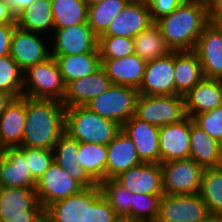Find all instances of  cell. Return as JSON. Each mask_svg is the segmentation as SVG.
<instances>
[{
    "mask_svg": "<svg viewBox=\"0 0 222 222\" xmlns=\"http://www.w3.org/2000/svg\"><path fill=\"white\" fill-rule=\"evenodd\" d=\"M66 107L61 101L26 97L22 145L53 150L65 133Z\"/></svg>",
    "mask_w": 222,
    "mask_h": 222,
    "instance_id": "1",
    "label": "cell"
},
{
    "mask_svg": "<svg viewBox=\"0 0 222 222\" xmlns=\"http://www.w3.org/2000/svg\"><path fill=\"white\" fill-rule=\"evenodd\" d=\"M211 21L207 5L186 0L156 24L172 51L194 50L199 36Z\"/></svg>",
    "mask_w": 222,
    "mask_h": 222,
    "instance_id": "2",
    "label": "cell"
},
{
    "mask_svg": "<svg viewBox=\"0 0 222 222\" xmlns=\"http://www.w3.org/2000/svg\"><path fill=\"white\" fill-rule=\"evenodd\" d=\"M120 130L121 125L101 117L86 106L66 108L65 132L79 142L108 145Z\"/></svg>",
    "mask_w": 222,
    "mask_h": 222,
    "instance_id": "3",
    "label": "cell"
},
{
    "mask_svg": "<svg viewBox=\"0 0 222 222\" xmlns=\"http://www.w3.org/2000/svg\"><path fill=\"white\" fill-rule=\"evenodd\" d=\"M66 84L54 57L30 66L23 74V96L63 101Z\"/></svg>",
    "mask_w": 222,
    "mask_h": 222,
    "instance_id": "4",
    "label": "cell"
},
{
    "mask_svg": "<svg viewBox=\"0 0 222 222\" xmlns=\"http://www.w3.org/2000/svg\"><path fill=\"white\" fill-rule=\"evenodd\" d=\"M0 222H45L36 189L0 187Z\"/></svg>",
    "mask_w": 222,
    "mask_h": 222,
    "instance_id": "5",
    "label": "cell"
},
{
    "mask_svg": "<svg viewBox=\"0 0 222 222\" xmlns=\"http://www.w3.org/2000/svg\"><path fill=\"white\" fill-rule=\"evenodd\" d=\"M138 97V89L112 84L108 90L93 98L86 107L101 117L113 120L122 126L135 115Z\"/></svg>",
    "mask_w": 222,
    "mask_h": 222,
    "instance_id": "6",
    "label": "cell"
},
{
    "mask_svg": "<svg viewBox=\"0 0 222 222\" xmlns=\"http://www.w3.org/2000/svg\"><path fill=\"white\" fill-rule=\"evenodd\" d=\"M135 116L158 127L181 121L187 116L184 97L139 94Z\"/></svg>",
    "mask_w": 222,
    "mask_h": 222,
    "instance_id": "7",
    "label": "cell"
},
{
    "mask_svg": "<svg viewBox=\"0 0 222 222\" xmlns=\"http://www.w3.org/2000/svg\"><path fill=\"white\" fill-rule=\"evenodd\" d=\"M163 192L169 195L198 194L204 168L193 159H179L160 163Z\"/></svg>",
    "mask_w": 222,
    "mask_h": 222,
    "instance_id": "8",
    "label": "cell"
},
{
    "mask_svg": "<svg viewBox=\"0 0 222 222\" xmlns=\"http://www.w3.org/2000/svg\"><path fill=\"white\" fill-rule=\"evenodd\" d=\"M210 214L207 204L198 194H164L155 222H198Z\"/></svg>",
    "mask_w": 222,
    "mask_h": 222,
    "instance_id": "9",
    "label": "cell"
},
{
    "mask_svg": "<svg viewBox=\"0 0 222 222\" xmlns=\"http://www.w3.org/2000/svg\"><path fill=\"white\" fill-rule=\"evenodd\" d=\"M35 189L39 202L46 208L58 200L80 193L85 188L53 161L38 180Z\"/></svg>",
    "mask_w": 222,
    "mask_h": 222,
    "instance_id": "10",
    "label": "cell"
},
{
    "mask_svg": "<svg viewBox=\"0 0 222 222\" xmlns=\"http://www.w3.org/2000/svg\"><path fill=\"white\" fill-rule=\"evenodd\" d=\"M51 56L99 53L98 36L88 24L53 29Z\"/></svg>",
    "mask_w": 222,
    "mask_h": 222,
    "instance_id": "11",
    "label": "cell"
},
{
    "mask_svg": "<svg viewBox=\"0 0 222 222\" xmlns=\"http://www.w3.org/2000/svg\"><path fill=\"white\" fill-rule=\"evenodd\" d=\"M175 51L147 61L139 94L143 95H175Z\"/></svg>",
    "mask_w": 222,
    "mask_h": 222,
    "instance_id": "12",
    "label": "cell"
},
{
    "mask_svg": "<svg viewBox=\"0 0 222 222\" xmlns=\"http://www.w3.org/2000/svg\"><path fill=\"white\" fill-rule=\"evenodd\" d=\"M153 22L146 0H129L102 35L134 38Z\"/></svg>",
    "mask_w": 222,
    "mask_h": 222,
    "instance_id": "13",
    "label": "cell"
},
{
    "mask_svg": "<svg viewBox=\"0 0 222 222\" xmlns=\"http://www.w3.org/2000/svg\"><path fill=\"white\" fill-rule=\"evenodd\" d=\"M42 38L39 33L19 27L13 32L9 55L23 71L51 57V50Z\"/></svg>",
    "mask_w": 222,
    "mask_h": 222,
    "instance_id": "14",
    "label": "cell"
},
{
    "mask_svg": "<svg viewBox=\"0 0 222 222\" xmlns=\"http://www.w3.org/2000/svg\"><path fill=\"white\" fill-rule=\"evenodd\" d=\"M193 119L186 116L181 121L160 127V163L190 157V125Z\"/></svg>",
    "mask_w": 222,
    "mask_h": 222,
    "instance_id": "15",
    "label": "cell"
},
{
    "mask_svg": "<svg viewBox=\"0 0 222 222\" xmlns=\"http://www.w3.org/2000/svg\"><path fill=\"white\" fill-rule=\"evenodd\" d=\"M26 160V147H7L0 156V187L36 188Z\"/></svg>",
    "mask_w": 222,
    "mask_h": 222,
    "instance_id": "16",
    "label": "cell"
},
{
    "mask_svg": "<svg viewBox=\"0 0 222 222\" xmlns=\"http://www.w3.org/2000/svg\"><path fill=\"white\" fill-rule=\"evenodd\" d=\"M194 51L205 78H222V31L212 20L203 29Z\"/></svg>",
    "mask_w": 222,
    "mask_h": 222,
    "instance_id": "17",
    "label": "cell"
},
{
    "mask_svg": "<svg viewBox=\"0 0 222 222\" xmlns=\"http://www.w3.org/2000/svg\"><path fill=\"white\" fill-rule=\"evenodd\" d=\"M114 179L131 193L164 195L160 163H142L121 172Z\"/></svg>",
    "mask_w": 222,
    "mask_h": 222,
    "instance_id": "18",
    "label": "cell"
},
{
    "mask_svg": "<svg viewBox=\"0 0 222 222\" xmlns=\"http://www.w3.org/2000/svg\"><path fill=\"white\" fill-rule=\"evenodd\" d=\"M121 129L133 141L142 163H160V127L147 123L135 115L128 119Z\"/></svg>",
    "mask_w": 222,
    "mask_h": 222,
    "instance_id": "19",
    "label": "cell"
},
{
    "mask_svg": "<svg viewBox=\"0 0 222 222\" xmlns=\"http://www.w3.org/2000/svg\"><path fill=\"white\" fill-rule=\"evenodd\" d=\"M111 80L101 67L93 74L70 82L66 86V94L62 101L64 106H86L93 98L111 87Z\"/></svg>",
    "mask_w": 222,
    "mask_h": 222,
    "instance_id": "20",
    "label": "cell"
},
{
    "mask_svg": "<svg viewBox=\"0 0 222 222\" xmlns=\"http://www.w3.org/2000/svg\"><path fill=\"white\" fill-rule=\"evenodd\" d=\"M106 180L142 164L131 138L121 129L107 145Z\"/></svg>",
    "mask_w": 222,
    "mask_h": 222,
    "instance_id": "21",
    "label": "cell"
},
{
    "mask_svg": "<svg viewBox=\"0 0 222 222\" xmlns=\"http://www.w3.org/2000/svg\"><path fill=\"white\" fill-rule=\"evenodd\" d=\"M102 68L112 84L140 88L147 61L136 54L117 59H101Z\"/></svg>",
    "mask_w": 222,
    "mask_h": 222,
    "instance_id": "22",
    "label": "cell"
},
{
    "mask_svg": "<svg viewBox=\"0 0 222 222\" xmlns=\"http://www.w3.org/2000/svg\"><path fill=\"white\" fill-rule=\"evenodd\" d=\"M78 150L79 141L65 132L54 146V161L84 188L98 186V183L88 174L85 168L78 163Z\"/></svg>",
    "mask_w": 222,
    "mask_h": 222,
    "instance_id": "23",
    "label": "cell"
},
{
    "mask_svg": "<svg viewBox=\"0 0 222 222\" xmlns=\"http://www.w3.org/2000/svg\"><path fill=\"white\" fill-rule=\"evenodd\" d=\"M186 115L193 118L222 105L219 79L203 78L184 97Z\"/></svg>",
    "mask_w": 222,
    "mask_h": 222,
    "instance_id": "24",
    "label": "cell"
},
{
    "mask_svg": "<svg viewBox=\"0 0 222 222\" xmlns=\"http://www.w3.org/2000/svg\"><path fill=\"white\" fill-rule=\"evenodd\" d=\"M26 121V97L14 98L0 116V142L7 147L22 145Z\"/></svg>",
    "mask_w": 222,
    "mask_h": 222,
    "instance_id": "25",
    "label": "cell"
},
{
    "mask_svg": "<svg viewBox=\"0 0 222 222\" xmlns=\"http://www.w3.org/2000/svg\"><path fill=\"white\" fill-rule=\"evenodd\" d=\"M175 95H185L203 78L202 66L194 50L175 51Z\"/></svg>",
    "mask_w": 222,
    "mask_h": 222,
    "instance_id": "26",
    "label": "cell"
},
{
    "mask_svg": "<svg viewBox=\"0 0 222 222\" xmlns=\"http://www.w3.org/2000/svg\"><path fill=\"white\" fill-rule=\"evenodd\" d=\"M51 7V0H36L16 15L17 27L34 33L52 34L54 18Z\"/></svg>",
    "mask_w": 222,
    "mask_h": 222,
    "instance_id": "27",
    "label": "cell"
},
{
    "mask_svg": "<svg viewBox=\"0 0 222 222\" xmlns=\"http://www.w3.org/2000/svg\"><path fill=\"white\" fill-rule=\"evenodd\" d=\"M58 63L66 86L77 79L93 74L102 67L100 53L52 56Z\"/></svg>",
    "mask_w": 222,
    "mask_h": 222,
    "instance_id": "28",
    "label": "cell"
},
{
    "mask_svg": "<svg viewBox=\"0 0 222 222\" xmlns=\"http://www.w3.org/2000/svg\"><path fill=\"white\" fill-rule=\"evenodd\" d=\"M85 216L86 188L45 208V222H84Z\"/></svg>",
    "mask_w": 222,
    "mask_h": 222,
    "instance_id": "29",
    "label": "cell"
},
{
    "mask_svg": "<svg viewBox=\"0 0 222 222\" xmlns=\"http://www.w3.org/2000/svg\"><path fill=\"white\" fill-rule=\"evenodd\" d=\"M219 142L194 122L190 125V157L203 168L218 167Z\"/></svg>",
    "mask_w": 222,
    "mask_h": 222,
    "instance_id": "30",
    "label": "cell"
},
{
    "mask_svg": "<svg viewBox=\"0 0 222 222\" xmlns=\"http://www.w3.org/2000/svg\"><path fill=\"white\" fill-rule=\"evenodd\" d=\"M133 40L135 54L145 61L154 60L172 52L156 22L141 31Z\"/></svg>",
    "mask_w": 222,
    "mask_h": 222,
    "instance_id": "31",
    "label": "cell"
},
{
    "mask_svg": "<svg viewBox=\"0 0 222 222\" xmlns=\"http://www.w3.org/2000/svg\"><path fill=\"white\" fill-rule=\"evenodd\" d=\"M54 29L88 24V4L85 0H51Z\"/></svg>",
    "mask_w": 222,
    "mask_h": 222,
    "instance_id": "32",
    "label": "cell"
},
{
    "mask_svg": "<svg viewBox=\"0 0 222 222\" xmlns=\"http://www.w3.org/2000/svg\"><path fill=\"white\" fill-rule=\"evenodd\" d=\"M107 154V145L79 142L78 163L98 184L106 180Z\"/></svg>",
    "mask_w": 222,
    "mask_h": 222,
    "instance_id": "33",
    "label": "cell"
},
{
    "mask_svg": "<svg viewBox=\"0 0 222 222\" xmlns=\"http://www.w3.org/2000/svg\"><path fill=\"white\" fill-rule=\"evenodd\" d=\"M115 214L122 222H132L133 193L115 179H107L98 184Z\"/></svg>",
    "mask_w": 222,
    "mask_h": 222,
    "instance_id": "34",
    "label": "cell"
},
{
    "mask_svg": "<svg viewBox=\"0 0 222 222\" xmlns=\"http://www.w3.org/2000/svg\"><path fill=\"white\" fill-rule=\"evenodd\" d=\"M198 195L207 204L210 214L222 216V168H204Z\"/></svg>",
    "mask_w": 222,
    "mask_h": 222,
    "instance_id": "35",
    "label": "cell"
},
{
    "mask_svg": "<svg viewBox=\"0 0 222 222\" xmlns=\"http://www.w3.org/2000/svg\"><path fill=\"white\" fill-rule=\"evenodd\" d=\"M129 0H104L88 7V25L99 37Z\"/></svg>",
    "mask_w": 222,
    "mask_h": 222,
    "instance_id": "36",
    "label": "cell"
},
{
    "mask_svg": "<svg viewBox=\"0 0 222 222\" xmlns=\"http://www.w3.org/2000/svg\"><path fill=\"white\" fill-rule=\"evenodd\" d=\"M84 222H122L102 195L99 185L86 188V216Z\"/></svg>",
    "mask_w": 222,
    "mask_h": 222,
    "instance_id": "37",
    "label": "cell"
},
{
    "mask_svg": "<svg viewBox=\"0 0 222 222\" xmlns=\"http://www.w3.org/2000/svg\"><path fill=\"white\" fill-rule=\"evenodd\" d=\"M24 71L10 55L0 57V91L12 94L15 98L23 96Z\"/></svg>",
    "mask_w": 222,
    "mask_h": 222,
    "instance_id": "38",
    "label": "cell"
},
{
    "mask_svg": "<svg viewBox=\"0 0 222 222\" xmlns=\"http://www.w3.org/2000/svg\"><path fill=\"white\" fill-rule=\"evenodd\" d=\"M98 50L101 59H117L135 54L133 38L100 35Z\"/></svg>",
    "mask_w": 222,
    "mask_h": 222,
    "instance_id": "39",
    "label": "cell"
},
{
    "mask_svg": "<svg viewBox=\"0 0 222 222\" xmlns=\"http://www.w3.org/2000/svg\"><path fill=\"white\" fill-rule=\"evenodd\" d=\"M162 196L133 193L132 222H155Z\"/></svg>",
    "mask_w": 222,
    "mask_h": 222,
    "instance_id": "40",
    "label": "cell"
},
{
    "mask_svg": "<svg viewBox=\"0 0 222 222\" xmlns=\"http://www.w3.org/2000/svg\"><path fill=\"white\" fill-rule=\"evenodd\" d=\"M26 160L33 179L38 182L54 161V152L50 149L26 147Z\"/></svg>",
    "mask_w": 222,
    "mask_h": 222,
    "instance_id": "41",
    "label": "cell"
},
{
    "mask_svg": "<svg viewBox=\"0 0 222 222\" xmlns=\"http://www.w3.org/2000/svg\"><path fill=\"white\" fill-rule=\"evenodd\" d=\"M193 122L207 132L213 139L222 141V105L217 108L195 115Z\"/></svg>",
    "mask_w": 222,
    "mask_h": 222,
    "instance_id": "42",
    "label": "cell"
},
{
    "mask_svg": "<svg viewBox=\"0 0 222 222\" xmlns=\"http://www.w3.org/2000/svg\"><path fill=\"white\" fill-rule=\"evenodd\" d=\"M151 17L155 22L159 18L171 14L179 5L186 0H146Z\"/></svg>",
    "mask_w": 222,
    "mask_h": 222,
    "instance_id": "43",
    "label": "cell"
},
{
    "mask_svg": "<svg viewBox=\"0 0 222 222\" xmlns=\"http://www.w3.org/2000/svg\"><path fill=\"white\" fill-rule=\"evenodd\" d=\"M16 27V24L0 25V57L9 55L11 38Z\"/></svg>",
    "mask_w": 222,
    "mask_h": 222,
    "instance_id": "44",
    "label": "cell"
},
{
    "mask_svg": "<svg viewBox=\"0 0 222 222\" xmlns=\"http://www.w3.org/2000/svg\"><path fill=\"white\" fill-rule=\"evenodd\" d=\"M16 24V15L5 0H0V25Z\"/></svg>",
    "mask_w": 222,
    "mask_h": 222,
    "instance_id": "45",
    "label": "cell"
},
{
    "mask_svg": "<svg viewBox=\"0 0 222 222\" xmlns=\"http://www.w3.org/2000/svg\"><path fill=\"white\" fill-rule=\"evenodd\" d=\"M12 12L17 15L24 8L28 7L31 3H34L36 0H5Z\"/></svg>",
    "mask_w": 222,
    "mask_h": 222,
    "instance_id": "46",
    "label": "cell"
},
{
    "mask_svg": "<svg viewBox=\"0 0 222 222\" xmlns=\"http://www.w3.org/2000/svg\"><path fill=\"white\" fill-rule=\"evenodd\" d=\"M14 98L15 97L12 94L0 91V116L4 113Z\"/></svg>",
    "mask_w": 222,
    "mask_h": 222,
    "instance_id": "47",
    "label": "cell"
},
{
    "mask_svg": "<svg viewBox=\"0 0 222 222\" xmlns=\"http://www.w3.org/2000/svg\"><path fill=\"white\" fill-rule=\"evenodd\" d=\"M209 9L210 14H222V0H216Z\"/></svg>",
    "mask_w": 222,
    "mask_h": 222,
    "instance_id": "48",
    "label": "cell"
},
{
    "mask_svg": "<svg viewBox=\"0 0 222 222\" xmlns=\"http://www.w3.org/2000/svg\"><path fill=\"white\" fill-rule=\"evenodd\" d=\"M210 18L222 31V14H210Z\"/></svg>",
    "mask_w": 222,
    "mask_h": 222,
    "instance_id": "49",
    "label": "cell"
},
{
    "mask_svg": "<svg viewBox=\"0 0 222 222\" xmlns=\"http://www.w3.org/2000/svg\"><path fill=\"white\" fill-rule=\"evenodd\" d=\"M198 222H222V216H218L215 214H209L206 218H204Z\"/></svg>",
    "mask_w": 222,
    "mask_h": 222,
    "instance_id": "50",
    "label": "cell"
},
{
    "mask_svg": "<svg viewBox=\"0 0 222 222\" xmlns=\"http://www.w3.org/2000/svg\"><path fill=\"white\" fill-rule=\"evenodd\" d=\"M218 167L222 168V141L219 142L218 148Z\"/></svg>",
    "mask_w": 222,
    "mask_h": 222,
    "instance_id": "51",
    "label": "cell"
},
{
    "mask_svg": "<svg viewBox=\"0 0 222 222\" xmlns=\"http://www.w3.org/2000/svg\"><path fill=\"white\" fill-rule=\"evenodd\" d=\"M190 1L205 4L210 8L216 0H190Z\"/></svg>",
    "mask_w": 222,
    "mask_h": 222,
    "instance_id": "52",
    "label": "cell"
},
{
    "mask_svg": "<svg viewBox=\"0 0 222 222\" xmlns=\"http://www.w3.org/2000/svg\"><path fill=\"white\" fill-rule=\"evenodd\" d=\"M88 4V7L89 6H92L94 4H97V3H100V2H103L104 0H85Z\"/></svg>",
    "mask_w": 222,
    "mask_h": 222,
    "instance_id": "53",
    "label": "cell"
},
{
    "mask_svg": "<svg viewBox=\"0 0 222 222\" xmlns=\"http://www.w3.org/2000/svg\"><path fill=\"white\" fill-rule=\"evenodd\" d=\"M4 151H5V148H4V146L0 142V156L3 155Z\"/></svg>",
    "mask_w": 222,
    "mask_h": 222,
    "instance_id": "54",
    "label": "cell"
},
{
    "mask_svg": "<svg viewBox=\"0 0 222 222\" xmlns=\"http://www.w3.org/2000/svg\"><path fill=\"white\" fill-rule=\"evenodd\" d=\"M219 83H220L221 88H222V78H219Z\"/></svg>",
    "mask_w": 222,
    "mask_h": 222,
    "instance_id": "55",
    "label": "cell"
}]
</instances>
